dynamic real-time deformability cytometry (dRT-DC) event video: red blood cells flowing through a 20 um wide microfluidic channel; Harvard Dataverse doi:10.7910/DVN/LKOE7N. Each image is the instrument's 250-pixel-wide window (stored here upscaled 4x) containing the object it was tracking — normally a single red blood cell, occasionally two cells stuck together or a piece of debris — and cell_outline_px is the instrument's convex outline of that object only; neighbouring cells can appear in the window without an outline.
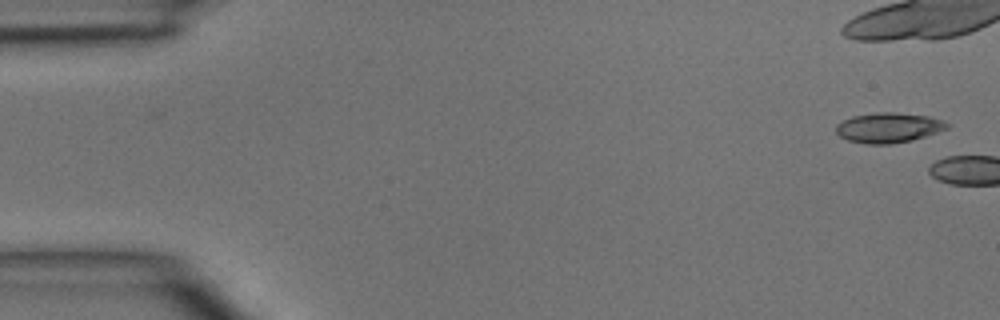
{"species": "common noctule bat (a hibernating species)", "species_latin": "Nyctalus noctula", "temperature_condition": "room temperature", "stored_images_in_passage": 2, "camera_frame_rate_fps": 3000, "um_per_image_px": 0.085, "animal": {"sex": "male", "body_mass_g": 15.6}, "frame": {"image": 1, "passage_image": 2, "time_ms": 0.333, "image_size_px": [1000, 320], "cell_outline_px": [[948, 128], [912, 140], [892, 144], [868, 144], [848, 140], [840, 136], [836, 132], [836, 124], [852, 116], [876, 112], [892, 112], [928, 116], [940, 120], [948, 124]], "centroid_in_image_um": [75.48, 10.85], "position_along_channel_um": 9.5, "area_um2": 19.19}}